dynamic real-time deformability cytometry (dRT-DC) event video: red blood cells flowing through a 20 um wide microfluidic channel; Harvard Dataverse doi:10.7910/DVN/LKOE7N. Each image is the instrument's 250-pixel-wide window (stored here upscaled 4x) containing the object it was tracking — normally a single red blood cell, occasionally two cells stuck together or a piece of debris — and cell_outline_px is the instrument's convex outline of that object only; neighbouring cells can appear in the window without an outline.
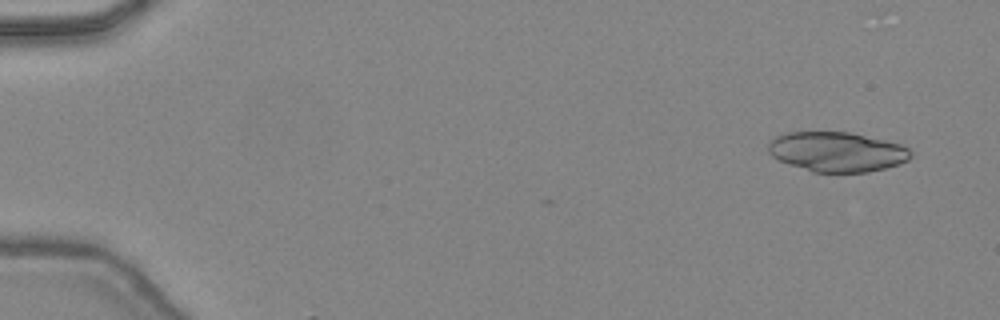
{"species": "common noctule bat (a hibernating species)", "species_latin": "Nyctalus noctula", "temperature_condition": "warm", "stored_images_in_passage": 34, "segment_of_instrument_passage": [1, 2], "camera_frame_rate_fps": 3000, "um_per_image_px": 0.085, "animal": {"sex": "female", "body_mass_g": 24.6, "forearm_length_mm": 56.2}, "frame": {"image": 1, "passage_image": 1, "time_ms": 0.0, "image_size_px": [1000, 320], "cell_outline_px": [[912, 156], [908, 160], [900, 164], [868, 172], [812, 172], [788, 164], [772, 156], [768, 152], [768, 144], [776, 136], [784, 132], [848, 132], [884, 140], [900, 144], [908, 148], [912, 152]], "centroid_in_image_um": [71.13, 12.9], "position_along_channel_um": 13.9, "area_um2": 33.0}}